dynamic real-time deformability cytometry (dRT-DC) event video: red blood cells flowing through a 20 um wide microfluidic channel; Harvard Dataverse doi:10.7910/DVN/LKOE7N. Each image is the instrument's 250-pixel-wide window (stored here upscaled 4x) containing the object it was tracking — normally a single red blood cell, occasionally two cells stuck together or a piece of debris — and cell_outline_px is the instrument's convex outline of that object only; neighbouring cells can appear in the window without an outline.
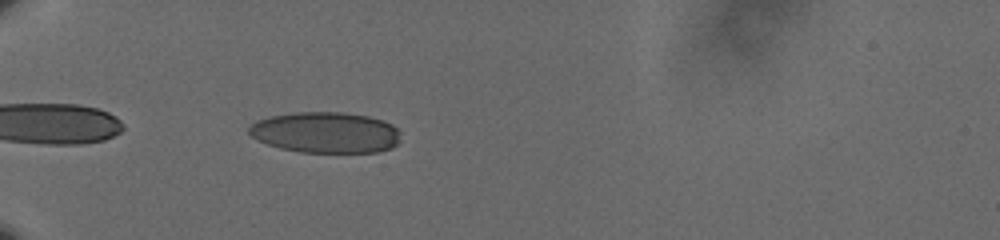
{"species": "human", "species_latin": "Homo sapiens", "temperature_condition": "cold", "stored_images_in_passage": 42, "camera_frame_rate_fps": 3000, "um_per_image_px": 0.085, "donor": {"sex": "male"}, "frame": {"image": 1, "passage_image": 3, "time_ms": 0.667, "image_size_px": [1000, 240], "cell_outline_px": [[400, 132], [396, 144], [392, 148], [376, 152], [300, 152], [280, 148], [256, 140], [248, 132], [248, 128], [256, 120], [272, 116], [296, 112], [344, 112], [368, 116], [384, 120], [392, 124]], "centroid_in_image_um": [27.67, 11.26], "position_along_channel_um": 57.3, "area_um2": 36.24}}
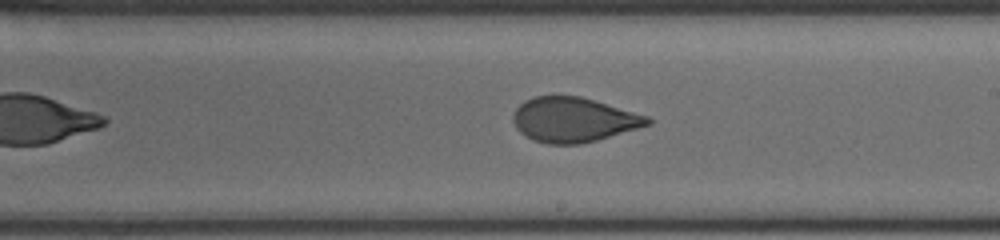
{"frame": {"image": 2, "passage_image": 20, "time_ms": 6.333, "image_size_px": [1000, 240], "cell_outline_px": [[652, 124], [596, 140], [580, 144], [548, 144], [532, 140], [524, 136], [516, 128], [512, 120], [512, 116], [516, 108], [524, 100], [536, 96], [580, 96], [648, 116], [652, 120]], "centroid_in_image_um": [48.72, 10.18], "position_along_channel_um": 240.3, "area_um2": 34.97}}
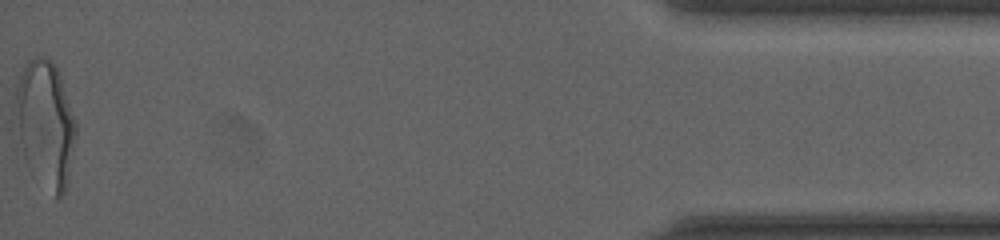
{"frame": {"image": 3, "passage_image": 42, "time_ms": 13.667, "image_size_px": [1000, 240], "cell_outline_px": [[76, 136], [68, 180], [64, 192], [56, 200], [28, 168], [12, 132], [12, 116], [16, 80], [28, 60], [36, 56], [40, 56], [52, 60], [60, 76], [76, 124]], "centroid_in_image_um": [3.76, 10.55], "position_along_channel_um": 431.4, "area_um2": 46.01}, "authors_computed_cell_mechanics": {"area_um2": 36.0094, "velocity_mm_per_s": 3.6176, "shape_relaxation_time_tau1_ms": 6.8844, "shape_relaxation_time_tau2_ms": 0.773, "deformation_change_tau1": 0.1864, "deformation_change_tau2": 0.0504}}